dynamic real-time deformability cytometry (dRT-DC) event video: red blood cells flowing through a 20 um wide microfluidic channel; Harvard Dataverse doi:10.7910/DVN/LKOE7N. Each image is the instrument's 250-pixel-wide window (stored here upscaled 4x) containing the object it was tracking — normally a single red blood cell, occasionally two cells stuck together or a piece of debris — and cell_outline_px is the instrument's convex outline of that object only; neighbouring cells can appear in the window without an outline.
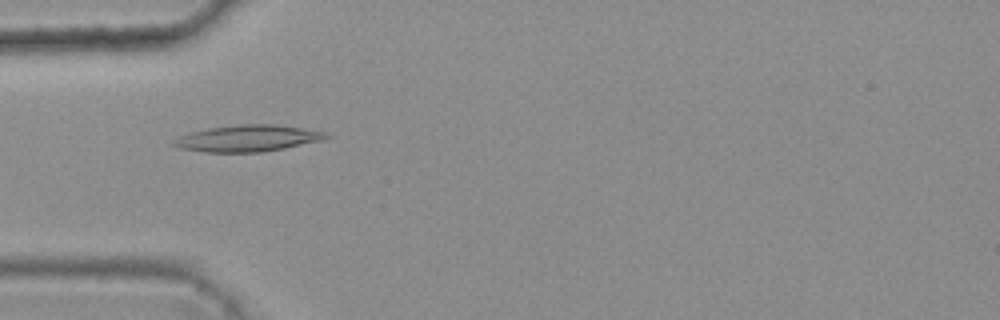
{"species": "common noctule bat (a hibernating species)", "species_latin": "Nyctalus noctula", "temperature_condition": "warm", "stored_images_in_passage": 44, "camera_frame_rate_fps": 3000, "um_per_image_px": 0.085, "animal": {"sex": "female", "body_mass_g": 25.1}, "frame": {"image": 1, "passage_image": 13, "time_ms": 4.0, "image_size_px": [1000, 320], "cell_outline_px": [[332, 136], [320, 140], [284, 148], [260, 152], [208, 152], [180, 148], [172, 144], [172, 140], [180, 136], [192, 132], [208, 128], [240, 124], [276, 124], [328, 132]], "centroid_in_image_um": [21.07, 11.75], "position_along_channel_um": 63.9, "area_um2": 23.35}}
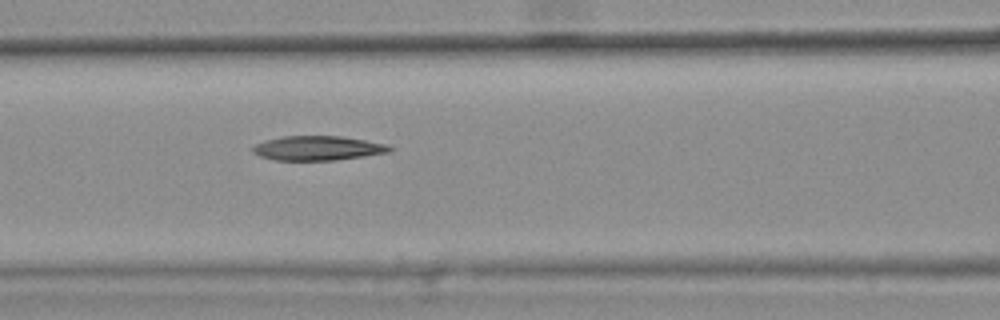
{"frame": {"image": 2, "passage_image": 19, "time_ms": 6.0, "image_size_px": [1000, 320], "cell_outline_px": [[392, 152], [336, 160], [276, 160], [260, 156], [252, 152], [252, 148], [256, 144], [264, 140], [284, 136], [340, 136], [388, 144], [392, 148]], "centroid_in_image_um": [27.02, 12.59], "position_along_channel_um": 139.6, "area_um2": 19.48}}
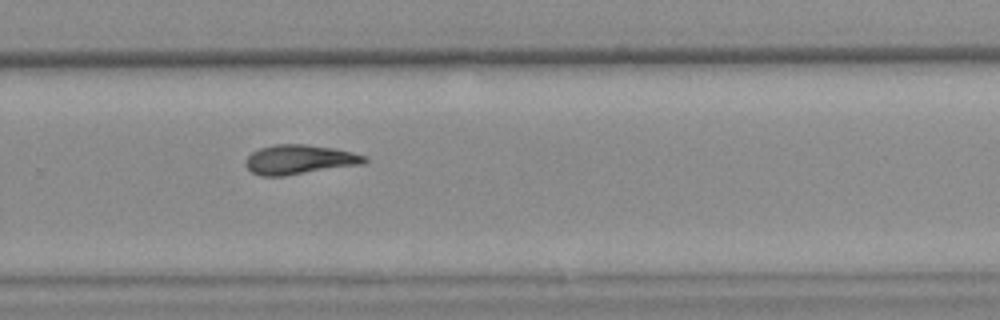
{"frame": {"image": 3, "passage_image": 32, "time_ms": 10.333, "image_size_px": [1000, 320], "cell_outline_px": [[368, 160], [364, 164], [284, 176], [260, 176], [252, 172], [244, 164], [244, 160], [252, 152], [260, 148], [276, 144], [304, 144], [336, 148], [368, 156]], "centroid_in_image_um": [25.47, 13.56], "position_along_channel_um": 304.3, "area_um2": 20.63}, "authors_computed_cell_mechanics": {"area_um2": 20.2589, "velocity_mm_per_s": 3.811, "shape_relaxation_time_tau1_ms": null, "shape_relaxation_time_tau2_ms": 8.6045, "deformation_change_tau1": null, "deformation_change_tau2": 0.1873}}